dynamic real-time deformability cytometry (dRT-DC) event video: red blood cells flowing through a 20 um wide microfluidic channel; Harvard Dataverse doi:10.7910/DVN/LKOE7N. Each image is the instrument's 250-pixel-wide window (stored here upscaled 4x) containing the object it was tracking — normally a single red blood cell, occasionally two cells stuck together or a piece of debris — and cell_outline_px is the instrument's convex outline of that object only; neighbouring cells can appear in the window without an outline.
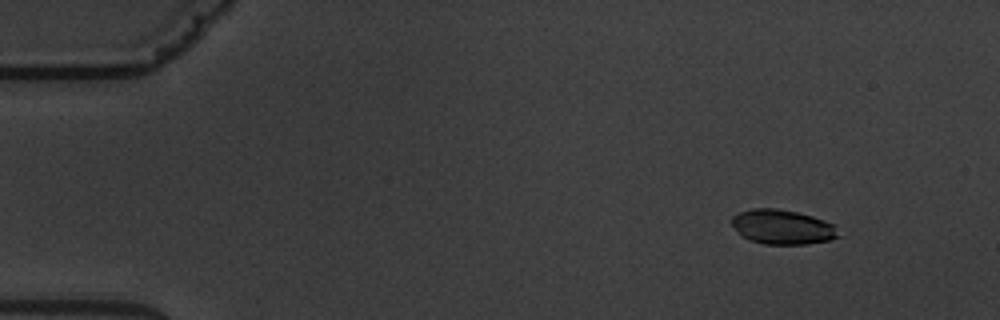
{"species": "common noctule bat (a hibernating species)", "species_latin": "Nyctalus noctula", "temperature_condition": "warm", "stored_images_in_passage": 5, "camera_frame_rate_fps": 3000, "um_per_image_px": 0.085, "animal": {"sex": "male", "body_mass_g": 19.5, "forearm_length_mm": 54.6}, "frame": {"image": 1, "passage_image": 2, "time_ms": 1.333, "image_size_px": [1000, 320], "cell_outline_px": [[840, 236], [828, 240], [804, 244], [764, 244], [752, 240], [744, 236], [732, 224], [732, 216], [740, 212], [752, 208], [776, 208], [796, 212], [812, 216], [836, 224]], "centroid_in_image_um": [66.56, 19.28], "position_along_channel_um": 18.4, "area_um2": 21.27}}
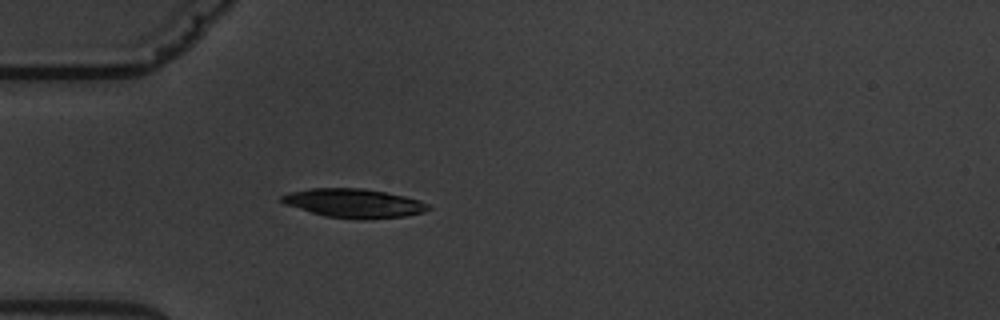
{"frame": {"image": 2, "passage_image": 5, "time_ms": 5.0, "image_size_px": [1000, 320], "cell_outline_px": [[432, 208], [424, 212], [404, 216], [364, 220], [324, 216], [284, 204], [280, 200], [280, 196], [288, 192], [312, 188], [364, 188], [404, 196], [420, 200], [428, 204]], "centroid_in_image_um": [30.07, 17.27], "position_along_channel_um": 54.9, "area_um2": 24.8}}